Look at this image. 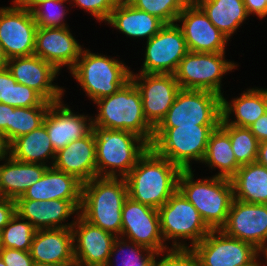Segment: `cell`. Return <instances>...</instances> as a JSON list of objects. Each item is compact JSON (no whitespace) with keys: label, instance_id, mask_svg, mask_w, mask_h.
<instances>
[{"label":"cell","instance_id":"cell-1","mask_svg":"<svg viewBox=\"0 0 267 266\" xmlns=\"http://www.w3.org/2000/svg\"><path fill=\"white\" fill-rule=\"evenodd\" d=\"M181 169L151 147L125 177L128 197L159 209L178 189Z\"/></svg>","mask_w":267,"mask_h":266},{"label":"cell","instance_id":"cell-2","mask_svg":"<svg viewBox=\"0 0 267 266\" xmlns=\"http://www.w3.org/2000/svg\"><path fill=\"white\" fill-rule=\"evenodd\" d=\"M115 175L112 169L99 181L95 177L84 182L80 209L83 208L81 216L89 223L110 233L121 234L122 208L128 190L125 178L119 182Z\"/></svg>","mask_w":267,"mask_h":266},{"label":"cell","instance_id":"cell-3","mask_svg":"<svg viewBox=\"0 0 267 266\" xmlns=\"http://www.w3.org/2000/svg\"><path fill=\"white\" fill-rule=\"evenodd\" d=\"M95 102L100 105V114L93 128L129 131L152 144L154 128L144 116L140 92L131 80L117 92Z\"/></svg>","mask_w":267,"mask_h":266},{"label":"cell","instance_id":"cell-4","mask_svg":"<svg viewBox=\"0 0 267 266\" xmlns=\"http://www.w3.org/2000/svg\"><path fill=\"white\" fill-rule=\"evenodd\" d=\"M192 177L191 169L181 170L178 190L196 208L211 230L221 229L226 224L234 200L231 180L217 175L210 181L193 182Z\"/></svg>","mask_w":267,"mask_h":266},{"label":"cell","instance_id":"cell-5","mask_svg":"<svg viewBox=\"0 0 267 266\" xmlns=\"http://www.w3.org/2000/svg\"><path fill=\"white\" fill-rule=\"evenodd\" d=\"M218 126L155 128L150 147L181 170H189V159L203 160L210 134Z\"/></svg>","mask_w":267,"mask_h":266},{"label":"cell","instance_id":"cell-6","mask_svg":"<svg viewBox=\"0 0 267 266\" xmlns=\"http://www.w3.org/2000/svg\"><path fill=\"white\" fill-rule=\"evenodd\" d=\"M222 96L206 90L180 89L163 120L156 128L220 125Z\"/></svg>","mask_w":267,"mask_h":266},{"label":"cell","instance_id":"cell-7","mask_svg":"<svg viewBox=\"0 0 267 266\" xmlns=\"http://www.w3.org/2000/svg\"><path fill=\"white\" fill-rule=\"evenodd\" d=\"M96 142L97 177L106 166L120 168L125 178L138 159L148 150L149 144L135 133L125 130L93 128ZM133 141L142 142L135 147Z\"/></svg>","mask_w":267,"mask_h":266},{"label":"cell","instance_id":"cell-8","mask_svg":"<svg viewBox=\"0 0 267 266\" xmlns=\"http://www.w3.org/2000/svg\"><path fill=\"white\" fill-rule=\"evenodd\" d=\"M84 52L71 71L94 101L112 95L130 81L131 72L122 63Z\"/></svg>","mask_w":267,"mask_h":266},{"label":"cell","instance_id":"cell-9","mask_svg":"<svg viewBox=\"0 0 267 266\" xmlns=\"http://www.w3.org/2000/svg\"><path fill=\"white\" fill-rule=\"evenodd\" d=\"M224 52H188L180 61L174 76L180 88L206 90L221 95L220 76L234 68L222 59Z\"/></svg>","mask_w":267,"mask_h":266},{"label":"cell","instance_id":"cell-10","mask_svg":"<svg viewBox=\"0 0 267 266\" xmlns=\"http://www.w3.org/2000/svg\"><path fill=\"white\" fill-rule=\"evenodd\" d=\"M158 212L160 231L165 239L191 238L194 247L211 231L200 213L178 189L158 209Z\"/></svg>","mask_w":267,"mask_h":266},{"label":"cell","instance_id":"cell-11","mask_svg":"<svg viewBox=\"0 0 267 266\" xmlns=\"http://www.w3.org/2000/svg\"><path fill=\"white\" fill-rule=\"evenodd\" d=\"M216 232L220 236L215 237ZM192 250L200 266H259L254 262L258 249L222 230H211Z\"/></svg>","mask_w":267,"mask_h":266},{"label":"cell","instance_id":"cell-12","mask_svg":"<svg viewBox=\"0 0 267 266\" xmlns=\"http://www.w3.org/2000/svg\"><path fill=\"white\" fill-rule=\"evenodd\" d=\"M36 30L32 12L18 5L0 9V44L8 60L34 55Z\"/></svg>","mask_w":267,"mask_h":266},{"label":"cell","instance_id":"cell-13","mask_svg":"<svg viewBox=\"0 0 267 266\" xmlns=\"http://www.w3.org/2000/svg\"><path fill=\"white\" fill-rule=\"evenodd\" d=\"M142 73L174 74L182 58L189 52L182 29L166 24L147 42Z\"/></svg>","mask_w":267,"mask_h":266},{"label":"cell","instance_id":"cell-14","mask_svg":"<svg viewBox=\"0 0 267 266\" xmlns=\"http://www.w3.org/2000/svg\"><path fill=\"white\" fill-rule=\"evenodd\" d=\"M145 83H138L131 73L130 80L140 92L147 122L155 129L163 120L181 89L174 74L141 73Z\"/></svg>","mask_w":267,"mask_h":266},{"label":"cell","instance_id":"cell-15","mask_svg":"<svg viewBox=\"0 0 267 266\" xmlns=\"http://www.w3.org/2000/svg\"><path fill=\"white\" fill-rule=\"evenodd\" d=\"M121 234H129L135 245L146 247L154 254L164 250L161 241L160 217L158 209L127 198L122 208Z\"/></svg>","mask_w":267,"mask_h":266},{"label":"cell","instance_id":"cell-16","mask_svg":"<svg viewBox=\"0 0 267 266\" xmlns=\"http://www.w3.org/2000/svg\"><path fill=\"white\" fill-rule=\"evenodd\" d=\"M221 230L227 236L250 243L259 250L267 240V204H251L234 199Z\"/></svg>","mask_w":267,"mask_h":266},{"label":"cell","instance_id":"cell-17","mask_svg":"<svg viewBox=\"0 0 267 266\" xmlns=\"http://www.w3.org/2000/svg\"><path fill=\"white\" fill-rule=\"evenodd\" d=\"M183 20L182 32L190 52H224L227 37L209 20L203 10L191 0L178 15Z\"/></svg>","mask_w":267,"mask_h":266},{"label":"cell","instance_id":"cell-18","mask_svg":"<svg viewBox=\"0 0 267 266\" xmlns=\"http://www.w3.org/2000/svg\"><path fill=\"white\" fill-rule=\"evenodd\" d=\"M79 220V233H72L73 241L79 234V245L73 248L75 264L80 266L84 262L86 266H109L110 256L120 245L118 238L115 239L112 233L89 223L81 215Z\"/></svg>","mask_w":267,"mask_h":266},{"label":"cell","instance_id":"cell-19","mask_svg":"<svg viewBox=\"0 0 267 266\" xmlns=\"http://www.w3.org/2000/svg\"><path fill=\"white\" fill-rule=\"evenodd\" d=\"M14 61L16 63L10 66ZM6 67L17 83L34 89L46 101L51 103L60 101L62 89L51 85V81L58 72L52 64L36 55H31L9 59Z\"/></svg>","mask_w":267,"mask_h":266},{"label":"cell","instance_id":"cell-20","mask_svg":"<svg viewBox=\"0 0 267 266\" xmlns=\"http://www.w3.org/2000/svg\"><path fill=\"white\" fill-rule=\"evenodd\" d=\"M81 50L66 27H37L34 55L52 64L57 70L66 64L71 65L72 69L81 57Z\"/></svg>","mask_w":267,"mask_h":266},{"label":"cell","instance_id":"cell-21","mask_svg":"<svg viewBox=\"0 0 267 266\" xmlns=\"http://www.w3.org/2000/svg\"><path fill=\"white\" fill-rule=\"evenodd\" d=\"M73 232L72 228L37 230L29 251L34 263L75 265Z\"/></svg>","mask_w":267,"mask_h":266},{"label":"cell","instance_id":"cell-22","mask_svg":"<svg viewBox=\"0 0 267 266\" xmlns=\"http://www.w3.org/2000/svg\"><path fill=\"white\" fill-rule=\"evenodd\" d=\"M82 200H30L16 199V214L21 220L28 219L36 229L73 228L71 226H54L80 209ZM32 221V222H31ZM44 226V227H43Z\"/></svg>","mask_w":267,"mask_h":266},{"label":"cell","instance_id":"cell-23","mask_svg":"<svg viewBox=\"0 0 267 266\" xmlns=\"http://www.w3.org/2000/svg\"><path fill=\"white\" fill-rule=\"evenodd\" d=\"M53 168L74 175L81 182L97 177L94 130L56 152Z\"/></svg>","mask_w":267,"mask_h":266},{"label":"cell","instance_id":"cell-24","mask_svg":"<svg viewBox=\"0 0 267 266\" xmlns=\"http://www.w3.org/2000/svg\"><path fill=\"white\" fill-rule=\"evenodd\" d=\"M60 103L58 101L50 104L43 122L55 152L93 131V121L86 127V118L73 115L67 107L61 109ZM58 108L60 110H56Z\"/></svg>","mask_w":267,"mask_h":266},{"label":"cell","instance_id":"cell-25","mask_svg":"<svg viewBox=\"0 0 267 266\" xmlns=\"http://www.w3.org/2000/svg\"><path fill=\"white\" fill-rule=\"evenodd\" d=\"M81 182L74 175L48 167L39 181L31 185L17 199L30 200H82Z\"/></svg>","mask_w":267,"mask_h":266},{"label":"cell","instance_id":"cell-26","mask_svg":"<svg viewBox=\"0 0 267 266\" xmlns=\"http://www.w3.org/2000/svg\"><path fill=\"white\" fill-rule=\"evenodd\" d=\"M107 21L129 36H148V40L166 25L159 18L132 6L127 0L118 1Z\"/></svg>","mask_w":267,"mask_h":266},{"label":"cell","instance_id":"cell-27","mask_svg":"<svg viewBox=\"0 0 267 266\" xmlns=\"http://www.w3.org/2000/svg\"><path fill=\"white\" fill-rule=\"evenodd\" d=\"M8 165L0 166L1 197L16 200L34 183L40 180L48 166L26 163L10 156Z\"/></svg>","mask_w":267,"mask_h":266},{"label":"cell","instance_id":"cell-28","mask_svg":"<svg viewBox=\"0 0 267 266\" xmlns=\"http://www.w3.org/2000/svg\"><path fill=\"white\" fill-rule=\"evenodd\" d=\"M230 180L234 199L251 204H267V167L257 162L242 165ZM235 190L238 191L237 196Z\"/></svg>","mask_w":267,"mask_h":266},{"label":"cell","instance_id":"cell-29","mask_svg":"<svg viewBox=\"0 0 267 266\" xmlns=\"http://www.w3.org/2000/svg\"><path fill=\"white\" fill-rule=\"evenodd\" d=\"M227 38L248 14L243 0H193Z\"/></svg>","mask_w":267,"mask_h":266},{"label":"cell","instance_id":"cell-30","mask_svg":"<svg viewBox=\"0 0 267 266\" xmlns=\"http://www.w3.org/2000/svg\"><path fill=\"white\" fill-rule=\"evenodd\" d=\"M9 149L10 156L26 163H36L38 160L45 159L52 154L55 158L56 154L44 124L15 139L9 145Z\"/></svg>","mask_w":267,"mask_h":266},{"label":"cell","instance_id":"cell-31","mask_svg":"<svg viewBox=\"0 0 267 266\" xmlns=\"http://www.w3.org/2000/svg\"><path fill=\"white\" fill-rule=\"evenodd\" d=\"M202 161L221 169L219 177L231 179L241 165L236 161L229 134L219 125L210 134Z\"/></svg>","mask_w":267,"mask_h":266},{"label":"cell","instance_id":"cell-32","mask_svg":"<svg viewBox=\"0 0 267 266\" xmlns=\"http://www.w3.org/2000/svg\"><path fill=\"white\" fill-rule=\"evenodd\" d=\"M233 102V107H230L228 102L222 97V120L226 124L249 128L250 125L266 113L264 90H250ZM231 110L235 111L237 121L229 123L228 116Z\"/></svg>","mask_w":267,"mask_h":266},{"label":"cell","instance_id":"cell-33","mask_svg":"<svg viewBox=\"0 0 267 266\" xmlns=\"http://www.w3.org/2000/svg\"><path fill=\"white\" fill-rule=\"evenodd\" d=\"M0 103L11 107L50 106L34 89L17 83L7 67L0 69Z\"/></svg>","mask_w":267,"mask_h":266},{"label":"cell","instance_id":"cell-34","mask_svg":"<svg viewBox=\"0 0 267 266\" xmlns=\"http://www.w3.org/2000/svg\"><path fill=\"white\" fill-rule=\"evenodd\" d=\"M220 126L229 134L236 161L241 166L256 162L259 141L251 130L226 124L222 119Z\"/></svg>","mask_w":267,"mask_h":266},{"label":"cell","instance_id":"cell-35","mask_svg":"<svg viewBox=\"0 0 267 266\" xmlns=\"http://www.w3.org/2000/svg\"><path fill=\"white\" fill-rule=\"evenodd\" d=\"M49 106L12 107L10 144L20 136L28 134L43 125Z\"/></svg>","mask_w":267,"mask_h":266},{"label":"cell","instance_id":"cell-36","mask_svg":"<svg viewBox=\"0 0 267 266\" xmlns=\"http://www.w3.org/2000/svg\"><path fill=\"white\" fill-rule=\"evenodd\" d=\"M15 213L11 220L0 231V247L30 251L36 229L30 222H19Z\"/></svg>","mask_w":267,"mask_h":266},{"label":"cell","instance_id":"cell-37","mask_svg":"<svg viewBox=\"0 0 267 266\" xmlns=\"http://www.w3.org/2000/svg\"><path fill=\"white\" fill-rule=\"evenodd\" d=\"M132 6L153 15L165 24H173L191 0H127Z\"/></svg>","mask_w":267,"mask_h":266},{"label":"cell","instance_id":"cell-38","mask_svg":"<svg viewBox=\"0 0 267 266\" xmlns=\"http://www.w3.org/2000/svg\"><path fill=\"white\" fill-rule=\"evenodd\" d=\"M175 249L171 250L172 252L160 262H154V266H200L197 255L193 250H187L188 248L181 245H178Z\"/></svg>","mask_w":267,"mask_h":266},{"label":"cell","instance_id":"cell-39","mask_svg":"<svg viewBox=\"0 0 267 266\" xmlns=\"http://www.w3.org/2000/svg\"><path fill=\"white\" fill-rule=\"evenodd\" d=\"M63 1L66 0H60V1H56V0H47L46 2L41 3L38 6V9H34L32 11L35 23L37 24V27H42V28H63L66 27L63 24H59L60 20L63 18L64 13L60 12V13H54V12H46L45 11H40L39 7L40 6H49L50 4L53 6H57V5H61L63 3ZM50 5V6H51ZM53 6V7H54Z\"/></svg>","mask_w":267,"mask_h":266},{"label":"cell","instance_id":"cell-40","mask_svg":"<svg viewBox=\"0 0 267 266\" xmlns=\"http://www.w3.org/2000/svg\"><path fill=\"white\" fill-rule=\"evenodd\" d=\"M79 6L89 10L99 20H108L119 0H74Z\"/></svg>","mask_w":267,"mask_h":266},{"label":"cell","instance_id":"cell-41","mask_svg":"<svg viewBox=\"0 0 267 266\" xmlns=\"http://www.w3.org/2000/svg\"><path fill=\"white\" fill-rule=\"evenodd\" d=\"M0 257L6 266H34V261L29 251L1 247Z\"/></svg>","mask_w":267,"mask_h":266},{"label":"cell","instance_id":"cell-42","mask_svg":"<svg viewBox=\"0 0 267 266\" xmlns=\"http://www.w3.org/2000/svg\"><path fill=\"white\" fill-rule=\"evenodd\" d=\"M136 246H138L137 250L136 248L134 249V247H132L133 249L131 250L134 253V254L132 253L134 256L132 255L128 256L127 261L124 260L122 266H154V262H155L154 254H153L154 251L146 247L140 246V245H136ZM139 248L148 250V252H150L149 256L143 259V257H141V255L139 254L140 253ZM135 253L137 254L135 255Z\"/></svg>","mask_w":267,"mask_h":266},{"label":"cell","instance_id":"cell-43","mask_svg":"<svg viewBox=\"0 0 267 266\" xmlns=\"http://www.w3.org/2000/svg\"><path fill=\"white\" fill-rule=\"evenodd\" d=\"M16 213L15 200L0 197V231Z\"/></svg>","mask_w":267,"mask_h":266},{"label":"cell","instance_id":"cell-44","mask_svg":"<svg viewBox=\"0 0 267 266\" xmlns=\"http://www.w3.org/2000/svg\"><path fill=\"white\" fill-rule=\"evenodd\" d=\"M12 118V107L0 103V134H2L10 145V124Z\"/></svg>","mask_w":267,"mask_h":266},{"label":"cell","instance_id":"cell-45","mask_svg":"<svg viewBox=\"0 0 267 266\" xmlns=\"http://www.w3.org/2000/svg\"><path fill=\"white\" fill-rule=\"evenodd\" d=\"M249 129L254 134L259 142L267 140V114L262 115L258 120H256Z\"/></svg>","mask_w":267,"mask_h":266},{"label":"cell","instance_id":"cell-46","mask_svg":"<svg viewBox=\"0 0 267 266\" xmlns=\"http://www.w3.org/2000/svg\"><path fill=\"white\" fill-rule=\"evenodd\" d=\"M246 10L249 13H256L259 17L267 15V4H262V0H243Z\"/></svg>","mask_w":267,"mask_h":266},{"label":"cell","instance_id":"cell-47","mask_svg":"<svg viewBox=\"0 0 267 266\" xmlns=\"http://www.w3.org/2000/svg\"><path fill=\"white\" fill-rule=\"evenodd\" d=\"M47 0H15V3L19 5L20 8L32 12L35 8L32 6H39L41 3ZM60 1V0H56Z\"/></svg>","mask_w":267,"mask_h":266},{"label":"cell","instance_id":"cell-48","mask_svg":"<svg viewBox=\"0 0 267 266\" xmlns=\"http://www.w3.org/2000/svg\"><path fill=\"white\" fill-rule=\"evenodd\" d=\"M256 162L267 167V140L259 142Z\"/></svg>","mask_w":267,"mask_h":266},{"label":"cell","instance_id":"cell-49","mask_svg":"<svg viewBox=\"0 0 267 266\" xmlns=\"http://www.w3.org/2000/svg\"><path fill=\"white\" fill-rule=\"evenodd\" d=\"M9 149V145L6 142L4 136L0 134V159L4 158L6 153V150Z\"/></svg>","mask_w":267,"mask_h":266},{"label":"cell","instance_id":"cell-50","mask_svg":"<svg viewBox=\"0 0 267 266\" xmlns=\"http://www.w3.org/2000/svg\"><path fill=\"white\" fill-rule=\"evenodd\" d=\"M7 57L4 54L2 45L0 44V69L5 68L7 65Z\"/></svg>","mask_w":267,"mask_h":266},{"label":"cell","instance_id":"cell-51","mask_svg":"<svg viewBox=\"0 0 267 266\" xmlns=\"http://www.w3.org/2000/svg\"><path fill=\"white\" fill-rule=\"evenodd\" d=\"M34 266H73V265H61V264H42V263H34Z\"/></svg>","mask_w":267,"mask_h":266},{"label":"cell","instance_id":"cell-52","mask_svg":"<svg viewBox=\"0 0 267 266\" xmlns=\"http://www.w3.org/2000/svg\"><path fill=\"white\" fill-rule=\"evenodd\" d=\"M265 111L267 114V90L265 91Z\"/></svg>","mask_w":267,"mask_h":266},{"label":"cell","instance_id":"cell-53","mask_svg":"<svg viewBox=\"0 0 267 266\" xmlns=\"http://www.w3.org/2000/svg\"><path fill=\"white\" fill-rule=\"evenodd\" d=\"M0 266H6V264L4 263L1 257H0Z\"/></svg>","mask_w":267,"mask_h":266},{"label":"cell","instance_id":"cell-54","mask_svg":"<svg viewBox=\"0 0 267 266\" xmlns=\"http://www.w3.org/2000/svg\"><path fill=\"white\" fill-rule=\"evenodd\" d=\"M263 248H265V251H264V252H266V253H265V255H266V257H267V248H266V247L262 246V247H261L259 250H261V251H262V250H263Z\"/></svg>","mask_w":267,"mask_h":266},{"label":"cell","instance_id":"cell-55","mask_svg":"<svg viewBox=\"0 0 267 266\" xmlns=\"http://www.w3.org/2000/svg\"><path fill=\"white\" fill-rule=\"evenodd\" d=\"M262 4H267V0H262Z\"/></svg>","mask_w":267,"mask_h":266}]
</instances>
